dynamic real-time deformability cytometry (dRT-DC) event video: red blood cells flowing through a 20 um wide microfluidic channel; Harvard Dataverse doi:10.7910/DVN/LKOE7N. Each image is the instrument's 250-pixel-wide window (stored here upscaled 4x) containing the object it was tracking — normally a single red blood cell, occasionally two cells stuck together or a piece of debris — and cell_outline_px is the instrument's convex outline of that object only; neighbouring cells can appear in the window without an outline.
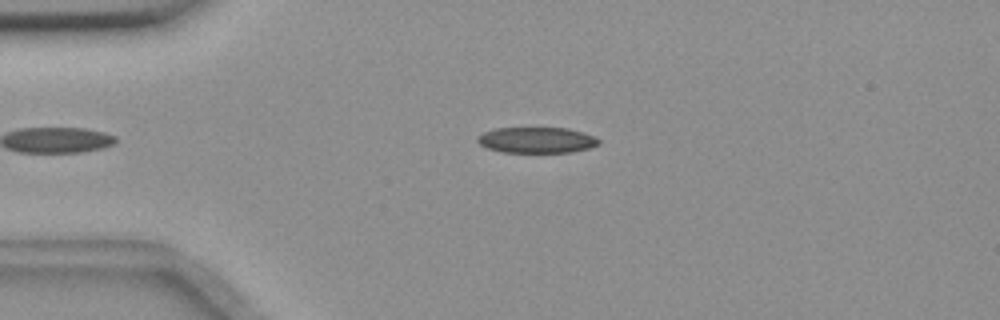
{"species": "common noctule bat (a hibernating species)", "species_latin": "Nyctalus noctula", "temperature_condition": "room temperature", "stored_images_in_passage": 43, "camera_frame_rate_fps": 3000, "um_per_image_px": 0.085, "animal": {"sex": "female", "body_mass_g": 18.4}, "frame": {"image": 1, "passage_image": 8, "time_ms": 2.333, "image_size_px": [1000, 320], "cell_outline_px": [[600, 144], [588, 148], [568, 152], [504, 152], [488, 148], [480, 144], [476, 140], [476, 136], [492, 128], [568, 128], [584, 132], [600, 140]], "centroid_in_image_um": [45.59, 11.89], "position_along_channel_um": 39.4, "area_um2": 18.21}}
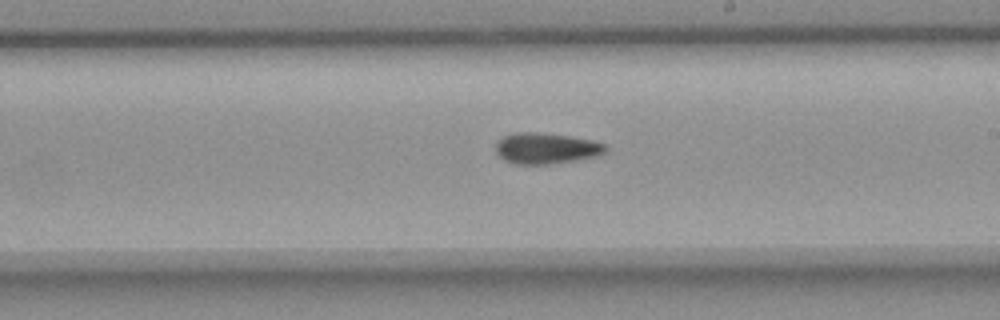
{"frame": {"image": 2, "passage_image": 27, "time_ms": 8.667, "image_size_px": [1000, 320], "cell_outline_px": [[608, 152], [600, 156], [576, 160], [548, 164], [516, 164], [504, 160], [496, 152], [496, 140], [504, 136], [516, 132], [536, 132], [568, 136], [592, 140], [604, 144], [608, 148]], "centroid_in_image_um": [46.44, 12.61], "position_along_channel_um": 242.6, "area_um2": 19.94}}
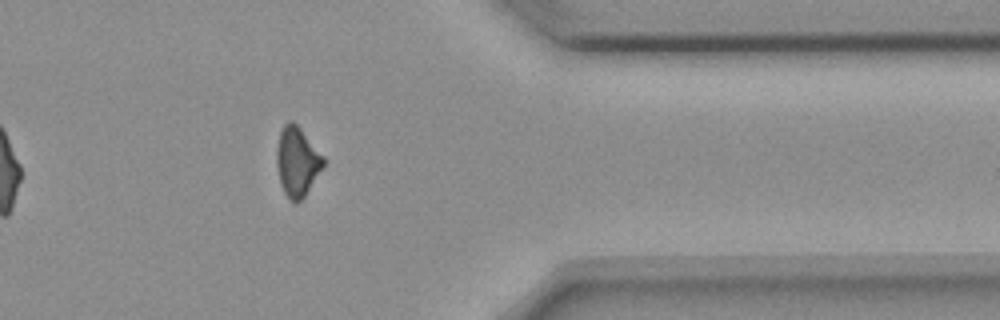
{"frame": {"image": 3, "passage_image": 40, "time_ms": 13.0, "image_size_px": [1000, 320], "cell_outline_px": [[324, 164], [304, 196], [296, 204], [288, 200], [280, 184], [276, 164], [276, 152], [280, 132], [284, 124], [288, 120], [292, 120], [300, 128], [324, 156]], "centroid_in_image_um": [25.23, 13.74], "position_along_channel_um": 386.2, "area_um2": 18.79}}